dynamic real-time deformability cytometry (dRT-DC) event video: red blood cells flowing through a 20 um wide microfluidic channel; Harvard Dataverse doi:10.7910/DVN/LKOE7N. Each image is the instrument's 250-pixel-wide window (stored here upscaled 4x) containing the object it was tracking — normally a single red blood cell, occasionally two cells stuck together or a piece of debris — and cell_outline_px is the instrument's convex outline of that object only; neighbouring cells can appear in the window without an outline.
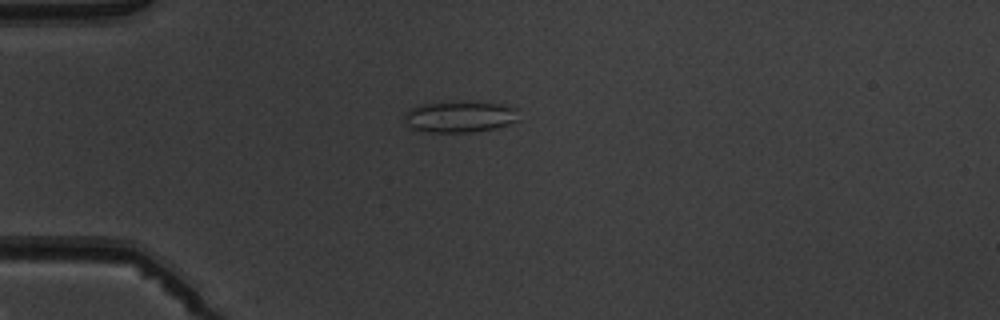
{"species": "common noctule bat (a hibernating species)", "species_latin": "Nyctalus noctula", "temperature_condition": "warm", "stored_images_in_passage": 7, "camera_frame_rate_fps": 3000, "um_per_image_px": 0.085, "animal": {"sex": "male", "body_mass_g": 19.5, "forearm_length_mm": 54.6}, "frame": {"image": 1, "passage_image": 3, "time_ms": 3.333, "image_size_px": [1000, 320], "cell_outline_px": [[516, 120], [508, 124], [496, 128], [472, 132], [432, 132], [412, 128], [404, 120], [404, 112], [420, 104], [504, 104], [516, 108]], "centroid_in_image_um": [39.05, 9.96], "position_along_channel_um": 45.9, "area_um2": 19.83}}
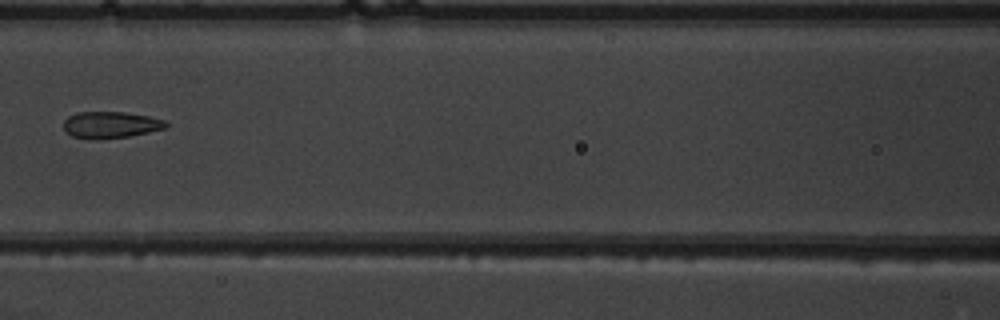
{"frame": {"image": 2, "passage_image": 6, "time_ms": 6.667, "image_size_px": [1000, 320], "cell_outline_px": [[168, 124], [164, 128], [132, 136], [100, 140], [96, 140], [72, 136], [64, 132], [64, 120], [68, 116], [76, 112], [124, 112], [148, 116], [164, 120]], "centroid_in_image_um": [9.36, 10.62], "position_along_channel_um": 157.2, "area_um2": 16.01}}
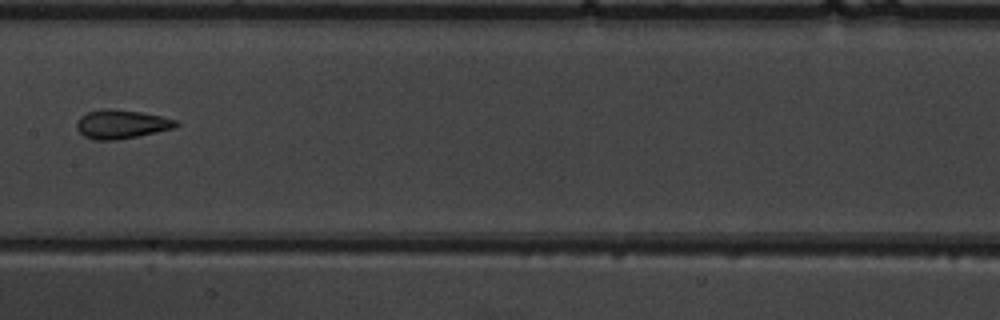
{"frame": {"image": 3, "passage_image": 7, "time_ms": 7.667, "image_size_px": [1000, 320], "cell_outline_px": [[180, 124], [176, 128], [116, 140], [96, 140], [84, 136], [76, 128], [76, 124], [80, 116], [88, 112], [100, 108], [112, 108], [140, 112], [160, 116], [176, 120]], "centroid_in_image_um": [10.31, 10.55], "position_along_channel_um": 197.1, "area_um2": 16.7}}